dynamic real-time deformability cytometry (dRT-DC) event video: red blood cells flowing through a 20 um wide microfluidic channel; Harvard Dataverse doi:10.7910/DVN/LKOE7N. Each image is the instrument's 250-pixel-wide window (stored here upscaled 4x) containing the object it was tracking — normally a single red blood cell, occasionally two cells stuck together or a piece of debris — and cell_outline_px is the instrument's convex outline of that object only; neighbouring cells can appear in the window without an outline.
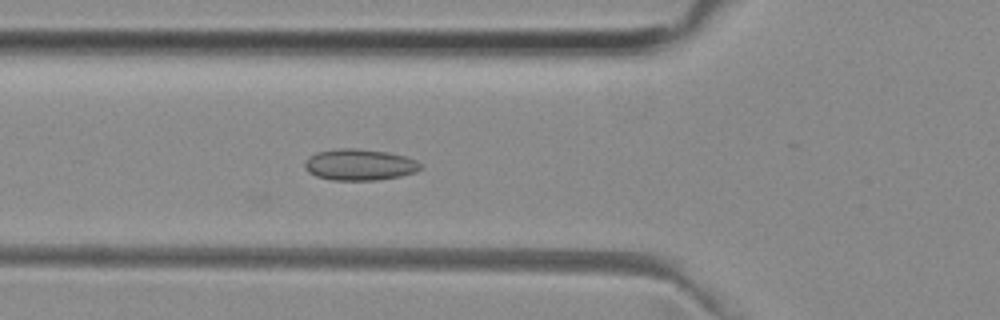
{"species": "common noctule bat (a hibernating species)", "species_latin": "Nyctalus noctula", "temperature_condition": "room temperature", "stored_images_in_passage": 33, "camera_frame_rate_fps": 3000, "um_per_image_px": 0.085, "animal": {"sex": "female", "body_mass_g": 29.2, "forearm_length_mm": 56.3}, "frame": {"image": 1, "passage_image": 4, "time_ms": 1.0, "image_size_px": [1000, 320], "cell_outline_px": [[424, 168], [416, 172], [400, 176], [376, 180], [332, 180], [316, 176], [308, 172], [304, 168], [304, 160], [308, 156], [316, 152], [340, 148], [356, 148], [388, 152], [404, 156], [416, 160], [424, 164]], "centroid_in_image_um": [30.57, 13.99], "position_along_channel_um": 95.2, "area_um2": 21.44}}
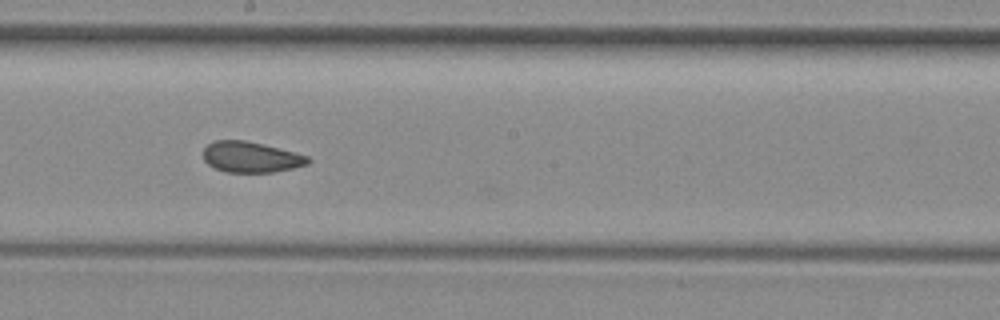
{"frame": {"image": 2, "passage_image": 14, "time_ms": 4.333, "image_size_px": [1000, 320], "cell_outline_px": [[312, 160], [308, 164], [292, 168], [272, 172], [228, 172], [216, 168], [208, 164], [204, 160], [204, 148], [208, 144], [216, 140], [244, 140], [264, 144], [296, 152], [308, 156]], "centroid_in_image_um": [21.35, 13.34], "position_along_channel_um": 226.8, "area_um2": 18.73}}
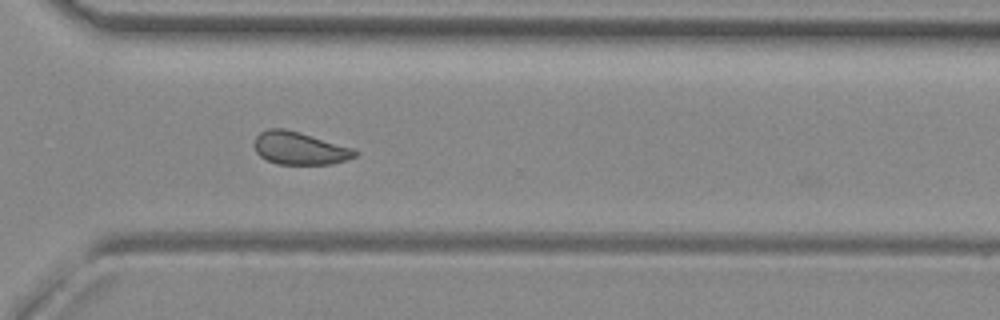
{"frame": {"image": 3, "passage_image": 23, "time_ms": 7.333, "image_size_px": [1000, 320], "cell_outline_px": [[360, 152], [356, 156], [332, 164], [276, 164], [260, 156], [256, 152], [252, 144], [256, 136], [260, 132], [268, 128], [284, 128], [300, 132], [352, 148]], "centroid_in_image_um": [25.42, 12.59], "position_along_channel_um": 345.2, "area_um2": 19.25}, "authors_computed_cell_mechanics": {"area_um2": 19.4208, "velocity_mm_per_s": 3.9433, "shape_relaxation_time_tau1_ms": 10.891, "shape_relaxation_time_tau2_ms": 1.2656, "deformation_change_tau1": 0.1336, "deformation_change_tau2": 0.0674}}